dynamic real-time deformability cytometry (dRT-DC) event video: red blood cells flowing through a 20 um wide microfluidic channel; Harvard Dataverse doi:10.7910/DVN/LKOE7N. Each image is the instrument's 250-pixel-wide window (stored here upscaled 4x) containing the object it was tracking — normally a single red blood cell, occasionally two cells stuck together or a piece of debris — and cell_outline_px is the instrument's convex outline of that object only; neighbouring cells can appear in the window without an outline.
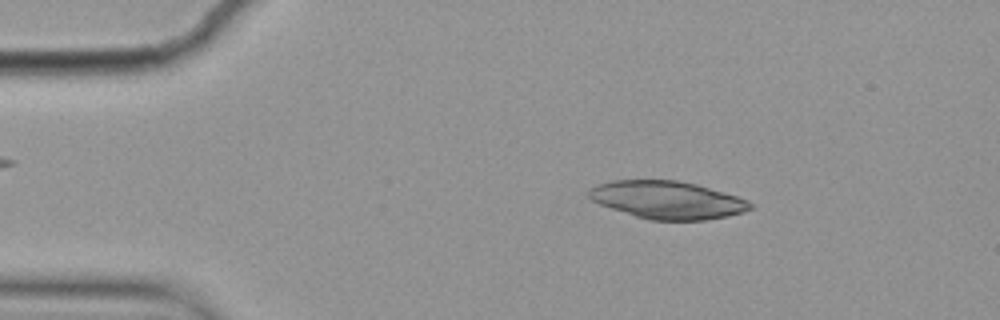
{"species": "common noctule bat (a hibernating species)", "species_latin": "Nyctalus noctula", "temperature_condition": "cold", "stored_images_in_passage": 54, "camera_frame_rate_fps": 3000, "um_per_image_px": 0.085, "animal": {"sex": "female", "body_mass_g": 19.9}, "frame": {"image": 1, "passage_image": 8, "time_ms": 2.333, "image_size_px": [1000, 320], "cell_outline_px": [[756, 204], [752, 208], [744, 212], [728, 216], [704, 220], [648, 220], [600, 204], [592, 200], [588, 196], [588, 192], [596, 184], [612, 180], [676, 180], [696, 184], [724, 192], [748, 200]], "centroid_in_image_um": [56.76, 16.99], "position_along_channel_um": 28.2, "area_um2": 35.43}}